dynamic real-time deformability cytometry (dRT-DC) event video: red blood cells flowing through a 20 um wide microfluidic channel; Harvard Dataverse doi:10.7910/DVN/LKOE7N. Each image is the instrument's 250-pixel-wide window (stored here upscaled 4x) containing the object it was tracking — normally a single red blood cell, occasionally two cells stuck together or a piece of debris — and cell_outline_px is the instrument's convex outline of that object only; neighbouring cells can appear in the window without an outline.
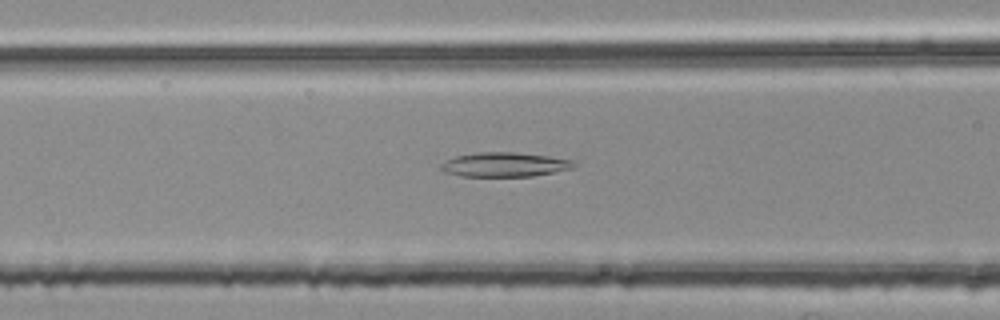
{"species": "common noctule bat (a hibernating species)", "species_latin": "Nyctalus noctula", "temperature_condition": "room temperature", "stored_images_in_passage": 54, "segment_of_instrument_passage": [2, 2], "camera_frame_rate_fps": 3000, "um_per_image_px": 0.085, "animal": {"sex": "female", "body_mass_g": 25.1}, "frame": {"image": 1, "passage_image": 22, "time_ms": 7.0, "image_size_px": [1000, 320], "cell_outline_px": [[576, 164], [572, 168], [556, 172], [532, 176], [460, 176], [444, 172], [440, 168], [440, 164], [456, 156], [480, 152], [516, 152], [548, 156], [572, 160]], "centroid_in_image_um": [42.89, 13.99], "position_along_channel_um": 123.7, "area_um2": 18.79}}
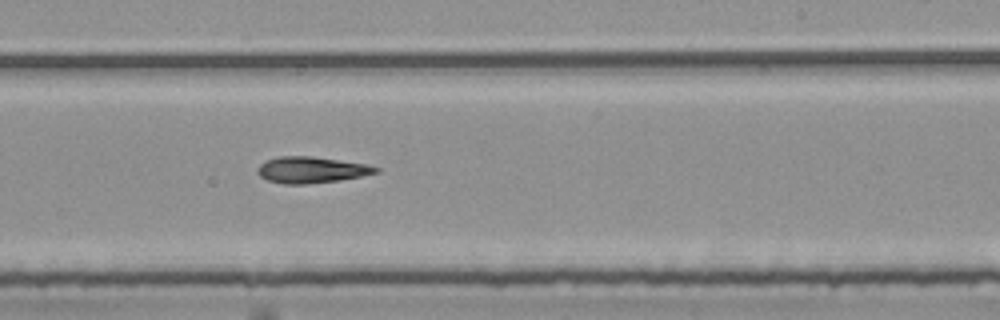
{"frame": {"image": 2, "passage_image": 33, "time_ms": 10.667, "image_size_px": [1000, 320], "cell_outline_px": [[380, 172], [340, 180], [308, 184], [284, 184], [264, 180], [256, 172], [260, 164], [276, 156], [312, 156], [364, 164], [380, 168]], "centroid_in_image_um": [26.42, 14.45], "position_along_channel_um": 262.6, "area_um2": 18.09}}
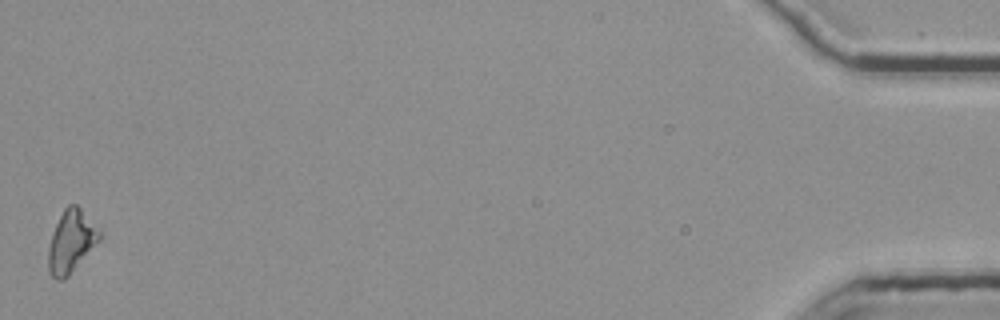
{"frame": {"image": 3, "passage_image": 54, "time_ms": 17.667, "image_size_px": [1000, 320], "cell_outline_px": [[100, 240], [68, 276], [60, 280], [56, 280], [52, 276], [48, 268], [48, 248], [56, 224], [64, 208], [68, 204], [76, 204], [80, 208], [100, 232]], "centroid_in_image_um": [6.03, 20.53], "position_along_channel_um": 429.2, "area_um2": 18.09}}